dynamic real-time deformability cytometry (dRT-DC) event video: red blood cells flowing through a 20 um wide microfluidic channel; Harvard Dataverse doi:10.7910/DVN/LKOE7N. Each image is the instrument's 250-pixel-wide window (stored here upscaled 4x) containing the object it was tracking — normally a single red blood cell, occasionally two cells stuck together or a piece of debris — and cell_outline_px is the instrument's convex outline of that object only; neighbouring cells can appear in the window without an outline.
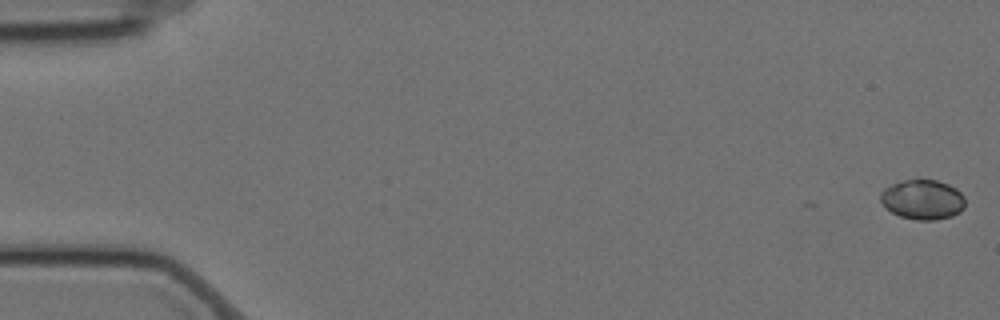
{"species": "Egyptian fruit bat (a non-hibernating species)", "species_latin": "Rousettus aegyptiacus", "temperature_condition": "cold", "stored_images_in_passage": 6, "camera_frame_rate_fps": 3000, "um_per_image_px": 0.085, "animal": {"sex": "female"}, "frame": {"image": 1, "passage_image": 1, "time_ms": 0.0, "image_size_px": [1000, 320], "cell_outline_px": [[964, 208], [960, 212], [952, 216], [936, 220], [916, 220], [900, 216], [884, 208], [880, 200], [880, 192], [884, 188], [892, 184], [904, 180], [936, 180], [948, 184], [956, 188], [964, 196]], "centroid_in_image_um": [78.41, 16.97], "position_along_channel_um": 6.6, "area_um2": 19.77}}